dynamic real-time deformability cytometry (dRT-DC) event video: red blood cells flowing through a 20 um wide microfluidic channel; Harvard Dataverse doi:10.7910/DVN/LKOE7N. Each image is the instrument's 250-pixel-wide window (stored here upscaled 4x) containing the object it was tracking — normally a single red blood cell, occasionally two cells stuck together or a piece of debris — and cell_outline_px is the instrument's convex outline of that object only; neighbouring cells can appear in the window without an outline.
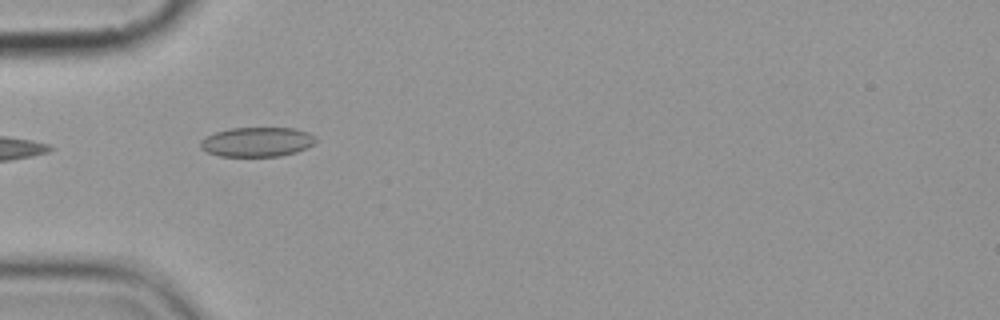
{"species": "common noctule bat (a hibernating species)", "species_latin": "Nyctalus noctula", "temperature_condition": "cold", "stored_images_in_passage": 4, "camera_frame_rate_fps": 3000, "um_per_image_px": 0.085, "animal": {"sex": "female", "body_mass_g": 19.9}, "frame": {"image": 1, "passage_image": 1, "time_ms": 0.0, "image_size_px": [1000, 320], "cell_outline_px": [[316, 140], [312, 144], [296, 152], [280, 156], [220, 156], [208, 152], [200, 148], [200, 140], [204, 136], [228, 128], [296, 128], [308, 132], [316, 136]], "centroid_in_image_um": [21.82, 12.05], "position_along_channel_um": 63.2, "area_um2": 19.88}}
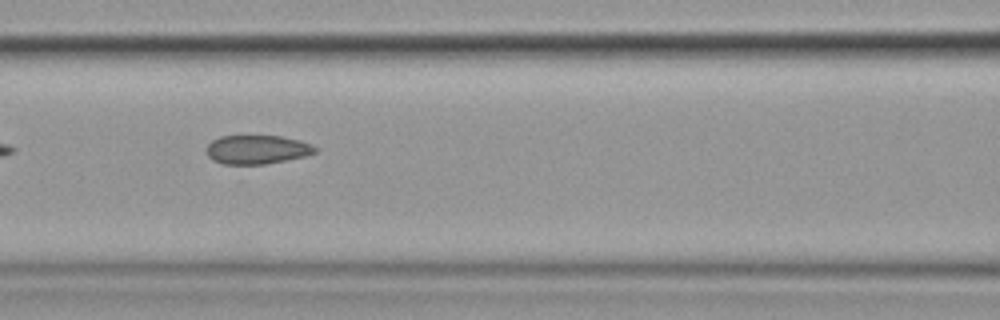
{"frame": {"image": 2, "passage_image": 3, "time_ms": 2.333, "image_size_px": [1000, 320], "cell_outline_px": [[316, 152], [304, 156], [264, 164], [224, 164], [212, 160], [208, 156], [208, 144], [212, 140], [220, 136], [280, 136], [300, 140], [312, 144], [316, 148]], "centroid_in_image_um": [21.84, 12.7], "position_along_channel_um": 144.8, "area_um2": 18.09}}
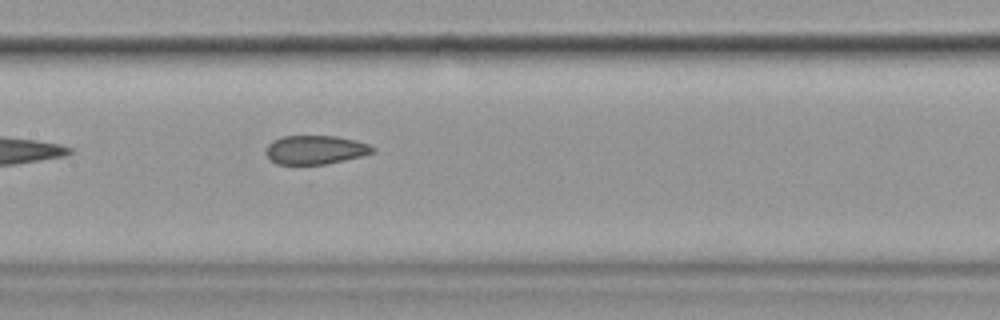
{"frame": {"image": 3, "passage_image": 4, "time_ms": 3.333, "image_size_px": [1000, 320], "cell_outline_px": [[376, 152], [344, 160], [324, 164], [276, 164], [264, 152], [264, 148], [272, 140], [284, 136], [336, 136], [356, 140], [368, 144], [376, 148]], "centroid_in_image_um": [26.79, 12.72], "position_along_channel_um": 180.6, "area_um2": 17.98}}